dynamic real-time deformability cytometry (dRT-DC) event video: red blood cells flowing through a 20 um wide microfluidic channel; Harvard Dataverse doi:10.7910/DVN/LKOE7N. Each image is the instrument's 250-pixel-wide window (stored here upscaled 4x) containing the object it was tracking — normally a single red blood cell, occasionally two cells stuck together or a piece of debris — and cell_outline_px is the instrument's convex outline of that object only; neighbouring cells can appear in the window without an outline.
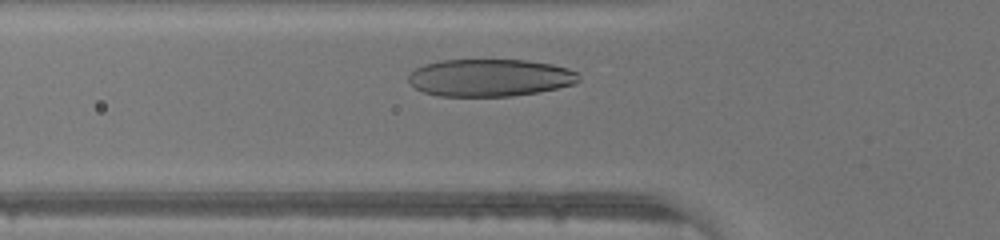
{"species": "human", "species_latin": "Homo sapiens", "temperature_condition": "warm", "stored_images_in_passage": 23, "camera_frame_rate_fps": 3000, "um_per_image_px": 0.085, "donor": {"sex": "male"}, "frame": {"image": 1, "passage_image": 3, "time_ms": 0.667, "image_size_px": [1000, 240], "cell_outline_px": [[580, 80], [576, 84], [536, 92], [512, 96], [440, 96], [424, 92], [416, 88], [408, 80], [408, 76], [416, 68], [424, 64], [440, 60], [524, 60], [552, 64], [568, 68], [576, 72], [580, 76]], "centroid_in_image_um": [41.65, 6.6], "position_along_channel_um": 84.1, "area_um2": 37.05}}
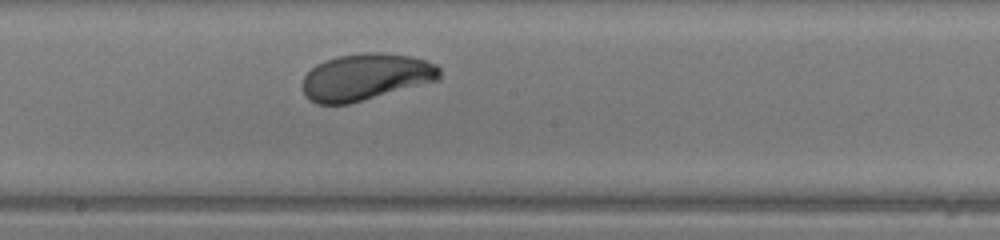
{"frame": {"image": 2, "passage_image": 12, "time_ms": 3.667, "image_size_px": [1000, 240], "cell_outline_px": [[440, 80], [348, 104], [316, 104], [308, 100], [304, 92], [304, 76], [316, 64], [324, 60], [336, 56], [364, 52], [380, 52], [412, 56], [436, 64], [440, 68]], "centroid_in_image_um": [31.1, 6.53], "position_along_channel_um": 217.1, "area_um2": 37.45}}
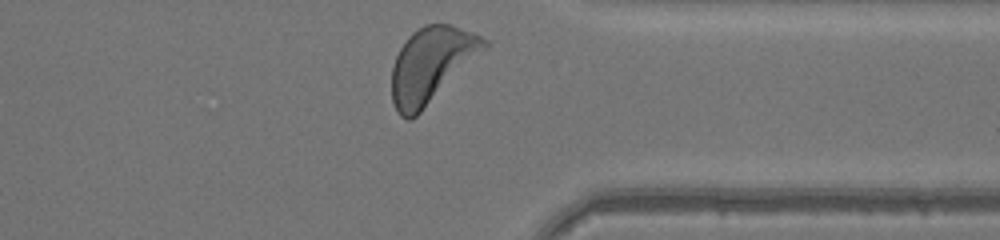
{"frame": {"image": 3, "passage_image": 23, "time_ms": 7.333, "image_size_px": [1000, 240], "cell_outline_px": [[488, 44], [412, 120], [408, 120], [400, 116], [392, 100], [392, 68], [396, 56], [400, 48], [408, 36], [412, 32], [424, 24], [452, 24], [472, 32], [488, 40]], "centroid_in_image_um": [36.6, 5.48], "position_along_channel_um": 374.8, "area_um2": 39.36}}